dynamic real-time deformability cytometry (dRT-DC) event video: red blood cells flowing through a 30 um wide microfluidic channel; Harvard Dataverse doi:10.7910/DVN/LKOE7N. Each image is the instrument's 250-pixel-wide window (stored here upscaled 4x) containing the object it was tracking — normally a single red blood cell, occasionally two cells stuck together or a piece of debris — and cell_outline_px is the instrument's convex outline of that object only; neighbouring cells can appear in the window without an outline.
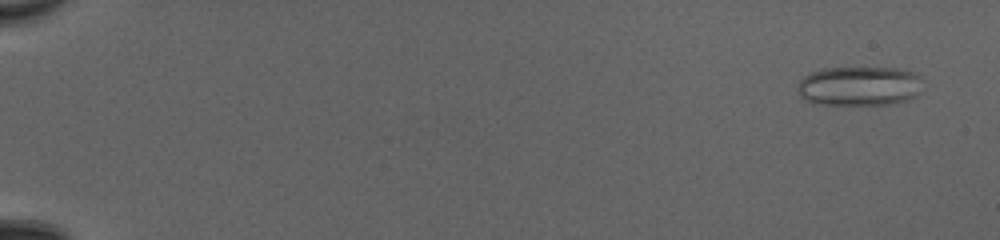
{"species": "common noctule bat (a hibernating species)", "species_latin": "Nyctalus noctula", "temperature_condition": "cold", "stored_images_in_passage": 51, "camera_frame_rate_fps": 3000, "um_per_image_px": 0.085, "animal": {"sex": "female", "body_mass_g": 20.0, "forearm_length_mm": 54.0}, "frame": {"image": 1, "passage_image": 3, "time_ms": 0.667, "image_size_px": [1000, 240], "cell_outline_px": [[924, 76], [920, 92], [916, 96], [908, 100], [888, 104], [812, 104], [804, 100], [800, 96], [796, 88], [800, 80], [804, 76], [820, 68], [896, 68], [916, 72]], "centroid_in_image_um": [73.07, 7.31], "position_along_channel_um": 11.9, "area_um2": 29.3}}
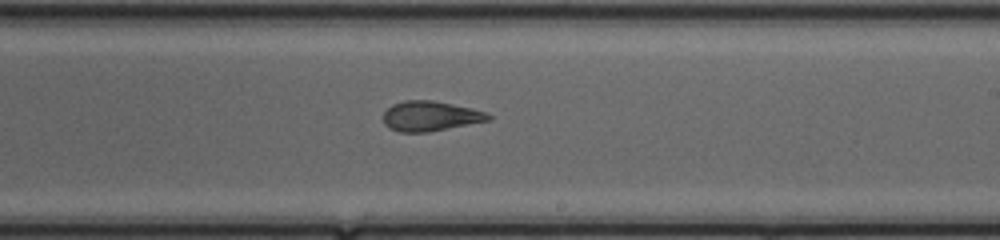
{"frame": {"image": 2, "passage_image": 33, "time_ms": 10.667, "image_size_px": [1000, 240], "cell_outline_px": [[492, 120], [428, 132], [400, 132], [388, 128], [384, 124], [384, 112], [392, 104], [404, 100], [432, 100], [472, 108], [488, 112], [492, 116]], "centroid_in_image_um": [36.6, 9.87], "position_along_channel_um": 252.4, "area_um2": 18.5}}
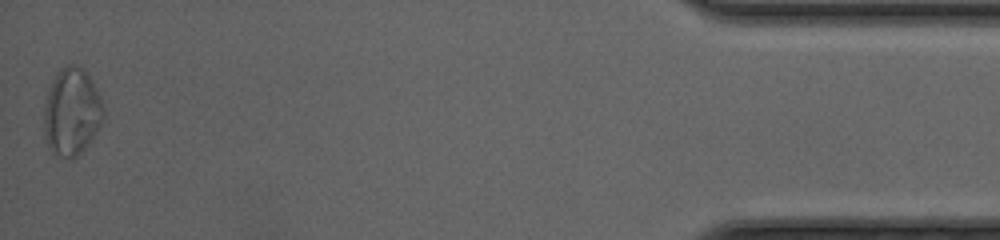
{"frame": {"image": 3, "passage_image": 51, "time_ms": 16.667, "image_size_px": [1000, 240], "cell_outline_px": [[104, 120], [88, 144], [72, 160], [60, 156], [52, 152], [48, 148], [44, 136], [44, 104], [48, 88], [56, 72], [60, 68], [68, 64], [76, 64], [88, 72], [100, 96], [104, 108]], "centroid_in_image_um": [6.09, 9.48], "position_along_channel_um": 429.1, "area_um2": 30.81}, "authors_computed_cell_mechanics": {"area_um2": 22.253, "velocity_mm_per_s": 4.209, "shape_relaxation_time_tau1_ms": null, "shape_relaxation_time_tau2_ms": 1.7396, "deformation_change_tau1": null, "deformation_change_tau2": 0.0917}}